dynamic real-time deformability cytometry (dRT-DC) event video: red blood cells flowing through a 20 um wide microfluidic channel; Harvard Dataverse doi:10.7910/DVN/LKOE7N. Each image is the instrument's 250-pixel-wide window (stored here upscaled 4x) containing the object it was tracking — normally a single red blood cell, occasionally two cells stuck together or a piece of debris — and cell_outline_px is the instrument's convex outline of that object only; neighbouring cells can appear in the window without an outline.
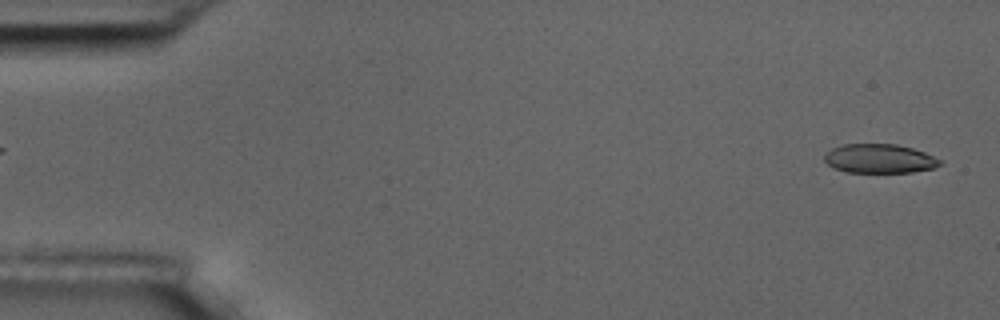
{"species": "common noctule bat (a hibernating species)", "species_latin": "Nyctalus noctula", "temperature_condition": "room temperature", "stored_images_in_passage": 6, "segment_of_instrument_passage": [2, 2], "camera_frame_rate_fps": 3000, "um_per_image_px": 0.085, "animal": {"sex": "male", "body_mass_g": 17.5, "forearm_length_mm": 52.3}, "frame": {"image": 1, "passage_image": 6, "time_ms": 6.0, "image_size_px": [1000, 320], "cell_outline_px": [[940, 164], [932, 168], [912, 172], [844, 172], [832, 168], [824, 160], [824, 152], [832, 148], [844, 144], [896, 144], [912, 148], [924, 152], [940, 160]], "centroid_in_image_um": [74.68, 13.48], "position_along_channel_um": 10.3, "area_um2": 19.54}}